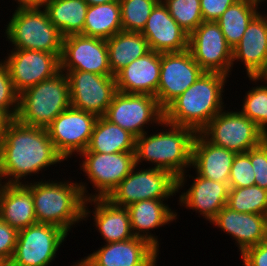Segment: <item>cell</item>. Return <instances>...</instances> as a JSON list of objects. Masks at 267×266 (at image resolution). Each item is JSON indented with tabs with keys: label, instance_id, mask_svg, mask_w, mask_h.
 I'll return each mask as SVG.
<instances>
[{
	"label": "cell",
	"instance_id": "cell-1",
	"mask_svg": "<svg viewBox=\"0 0 267 266\" xmlns=\"http://www.w3.org/2000/svg\"><path fill=\"white\" fill-rule=\"evenodd\" d=\"M64 161L46 128L25 125L14 119L0 142V183L23 184L21 180L25 181L28 175L39 174Z\"/></svg>",
	"mask_w": 267,
	"mask_h": 266
},
{
	"label": "cell",
	"instance_id": "cell-2",
	"mask_svg": "<svg viewBox=\"0 0 267 266\" xmlns=\"http://www.w3.org/2000/svg\"><path fill=\"white\" fill-rule=\"evenodd\" d=\"M164 130L136 138L135 165L140 167L144 161L152 163L153 168L169 171L177 178V193L186 185V174L191 169L192 144L196 132L188 127L161 122ZM167 129H166V128ZM150 162V163H149ZM155 165V166H154Z\"/></svg>",
	"mask_w": 267,
	"mask_h": 266
},
{
	"label": "cell",
	"instance_id": "cell-3",
	"mask_svg": "<svg viewBox=\"0 0 267 266\" xmlns=\"http://www.w3.org/2000/svg\"><path fill=\"white\" fill-rule=\"evenodd\" d=\"M229 76L206 72L164 109V120L199 133L225 107L223 94Z\"/></svg>",
	"mask_w": 267,
	"mask_h": 266
},
{
	"label": "cell",
	"instance_id": "cell-4",
	"mask_svg": "<svg viewBox=\"0 0 267 266\" xmlns=\"http://www.w3.org/2000/svg\"><path fill=\"white\" fill-rule=\"evenodd\" d=\"M24 184L31 190L38 223L56 225L67 233L83 222L85 200L92 199L84 182L39 180Z\"/></svg>",
	"mask_w": 267,
	"mask_h": 266
},
{
	"label": "cell",
	"instance_id": "cell-5",
	"mask_svg": "<svg viewBox=\"0 0 267 266\" xmlns=\"http://www.w3.org/2000/svg\"><path fill=\"white\" fill-rule=\"evenodd\" d=\"M69 107H71L69 83L66 73L60 71L19 94L16 119L25 125L47 128Z\"/></svg>",
	"mask_w": 267,
	"mask_h": 266
},
{
	"label": "cell",
	"instance_id": "cell-6",
	"mask_svg": "<svg viewBox=\"0 0 267 266\" xmlns=\"http://www.w3.org/2000/svg\"><path fill=\"white\" fill-rule=\"evenodd\" d=\"M42 9V10H41ZM6 25V39L12 49L38 50L61 55L63 36L49 20L46 10L16 8Z\"/></svg>",
	"mask_w": 267,
	"mask_h": 266
},
{
	"label": "cell",
	"instance_id": "cell-7",
	"mask_svg": "<svg viewBox=\"0 0 267 266\" xmlns=\"http://www.w3.org/2000/svg\"><path fill=\"white\" fill-rule=\"evenodd\" d=\"M116 186L107 197L113 204L121 207L148 199H168L177 193V178L169 171L159 168H137Z\"/></svg>",
	"mask_w": 267,
	"mask_h": 266
},
{
	"label": "cell",
	"instance_id": "cell-8",
	"mask_svg": "<svg viewBox=\"0 0 267 266\" xmlns=\"http://www.w3.org/2000/svg\"><path fill=\"white\" fill-rule=\"evenodd\" d=\"M215 146L245 153L258 146L266 134L240 111L223 109L199 132Z\"/></svg>",
	"mask_w": 267,
	"mask_h": 266
},
{
	"label": "cell",
	"instance_id": "cell-9",
	"mask_svg": "<svg viewBox=\"0 0 267 266\" xmlns=\"http://www.w3.org/2000/svg\"><path fill=\"white\" fill-rule=\"evenodd\" d=\"M68 235L56 225L38 222L19 230L10 266H50Z\"/></svg>",
	"mask_w": 267,
	"mask_h": 266
},
{
	"label": "cell",
	"instance_id": "cell-10",
	"mask_svg": "<svg viewBox=\"0 0 267 266\" xmlns=\"http://www.w3.org/2000/svg\"><path fill=\"white\" fill-rule=\"evenodd\" d=\"M104 117L137 138L148 132L147 125L155 123L162 127L164 110L155 96L117 92Z\"/></svg>",
	"mask_w": 267,
	"mask_h": 266
},
{
	"label": "cell",
	"instance_id": "cell-11",
	"mask_svg": "<svg viewBox=\"0 0 267 266\" xmlns=\"http://www.w3.org/2000/svg\"><path fill=\"white\" fill-rule=\"evenodd\" d=\"M82 157L80 168L97 192L92 198H107L135 166V152H82Z\"/></svg>",
	"mask_w": 267,
	"mask_h": 266
},
{
	"label": "cell",
	"instance_id": "cell-12",
	"mask_svg": "<svg viewBox=\"0 0 267 266\" xmlns=\"http://www.w3.org/2000/svg\"><path fill=\"white\" fill-rule=\"evenodd\" d=\"M98 116L69 107L46 128L56 151L67 160L85 151Z\"/></svg>",
	"mask_w": 267,
	"mask_h": 266
},
{
	"label": "cell",
	"instance_id": "cell-13",
	"mask_svg": "<svg viewBox=\"0 0 267 266\" xmlns=\"http://www.w3.org/2000/svg\"><path fill=\"white\" fill-rule=\"evenodd\" d=\"M66 73L71 107L104 116L114 95L118 92L115 76H104L87 71H62Z\"/></svg>",
	"mask_w": 267,
	"mask_h": 266
},
{
	"label": "cell",
	"instance_id": "cell-14",
	"mask_svg": "<svg viewBox=\"0 0 267 266\" xmlns=\"http://www.w3.org/2000/svg\"><path fill=\"white\" fill-rule=\"evenodd\" d=\"M188 49L204 71L231 75L232 48L228 45L217 22L203 21L189 35Z\"/></svg>",
	"mask_w": 267,
	"mask_h": 266
},
{
	"label": "cell",
	"instance_id": "cell-15",
	"mask_svg": "<svg viewBox=\"0 0 267 266\" xmlns=\"http://www.w3.org/2000/svg\"><path fill=\"white\" fill-rule=\"evenodd\" d=\"M160 80L155 95L164 110L203 74L204 70L193 59L189 49L181 52L160 53Z\"/></svg>",
	"mask_w": 267,
	"mask_h": 266
},
{
	"label": "cell",
	"instance_id": "cell-16",
	"mask_svg": "<svg viewBox=\"0 0 267 266\" xmlns=\"http://www.w3.org/2000/svg\"><path fill=\"white\" fill-rule=\"evenodd\" d=\"M9 51L8 56L2 61L9 70L14 89L18 94L61 71V55L26 49Z\"/></svg>",
	"mask_w": 267,
	"mask_h": 266
},
{
	"label": "cell",
	"instance_id": "cell-17",
	"mask_svg": "<svg viewBox=\"0 0 267 266\" xmlns=\"http://www.w3.org/2000/svg\"><path fill=\"white\" fill-rule=\"evenodd\" d=\"M61 71H87L113 76L105 39L73 34L63 37L60 56Z\"/></svg>",
	"mask_w": 267,
	"mask_h": 266
},
{
	"label": "cell",
	"instance_id": "cell-18",
	"mask_svg": "<svg viewBox=\"0 0 267 266\" xmlns=\"http://www.w3.org/2000/svg\"><path fill=\"white\" fill-rule=\"evenodd\" d=\"M104 244L81 258L78 266H157L159 251L145 239L133 237Z\"/></svg>",
	"mask_w": 267,
	"mask_h": 266
},
{
	"label": "cell",
	"instance_id": "cell-19",
	"mask_svg": "<svg viewBox=\"0 0 267 266\" xmlns=\"http://www.w3.org/2000/svg\"><path fill=\"white\" fill-rule=\"evenodd\" d=\"M141 33L149 49L158 53L181 52L189 47V34L170 16L161 0L152 9Z\"/></svg>",
	"mask_w": 267,
	"mask_h": 266
},
{
	"label": "cell",
	"instance_id": "cell-20",
	"mask_svg": "<svg viewBox=\"0 0 267 266\" xmlns=\"http://www.w3.org/2000/svg\"><path fill=\"white\" fill-rule=\"evenodd\" d=\"M211 223L233 237L240 254L267 240V215L237 212L224 206Z\"/></svg>",
	"mask_w": 267,
	"mask_h": 266
},
{
	"label": "cell",
	"instance_id": "cell-21",
	"mask_svg": "<svg viewBox=\"0 0 267 266\" xmlns=\"http://www.w3.org/2000/svg\"><path fill=\"white\" fill-rule=\"evenodd\" d=\"M242 62L248 77H259L267 67V15L260 12L250 21L232 49V65Z\"/></svg>",
	"mask_w": 267,
	"mask_h": 266
},
{
	"label": "cell",
	"instance_id": "cell-22",
	"mask_svg": "<svg viewBox=\"0 0 267 266\" xmlns=\"http://www.w3.org/2000/svg\"><path fill=\"white\" fill-rule=\"evenodd\" d=\"M88 204L95 205L94 211L89 210ZM91 215L95 223L93 226L101 234L106 244L126 241L135 237L127 207L117 206L107 198H92L85 200L83 220H87Z\"/></svg>",
	"mask_w": 267,
	"mask_h": 266
},
{
	"label": "cell",
	"instance_id": "cell-23",
	"mask_svg": "<svg viewBox=\"0 0 267 266\" xmlns=\"http://www.w3.org/2000/svg\"><path fill=\"white\" fill-rule=\"evenodd\" d=\"M190 177L193 179L192 185L186 192H181L178 204L200 213L211 224L227 204L229 183H220L197 174L195 177L189 175Z\"/></svg>",
	"mask_w": 267,
	"mask_h": 266
},
{
	"label": "cell",
	"instance_id": "cell-24",
	"mask_svg": "<svg viewBox=\"0 0 267 266\" xmlns=\"http://www.w3.org/2000/svg\"><path fill=\"white\" fill-rule=\"evenodd\" d=\"M160 53L150 50L115 75L117 91L155 96L160 80Z\"/></svg>",
	"mask_w": 267,
	"mask_h": 266
},
{
	"label": "cell",
	"instance_id": "cell-25",
	"mask_svg": "<svg viewBox=\"0 0 267 266\" xmlns=\"http://www.w3.org/2000/svg\"><path fill=\"white\" fill-rule=\"evenodd\" d=\"M165 201L167 199H148L127 207L134 236L147 240L158 251L160 244L158 236L151 231L177 219V212L172 210Z\"/></svg>",
	"mask_w": 267,
	"mask_h": 266
},
{
	"label": "cell",
	"instance_id": "cell-26",
	"mask_svg": "<svg viewBox=\"0 0 267 266\" xmlns=\"http://www.w3.org/2000/svg\"><path fill=\"white\" fill-rule=\"evenodd\" d=\"M236 153L218 147L196 133L192 144L191 167L195 174L220 183H229L230 170Z\"/></svg>",
	"mask_w": 267,
	"mask_h": 266
},
{
	"label": "cell",
	"instance_id": "cell-27",
	"mask_svg": "<svg viewBox=\"0 0 267 266\" xmlns=\"http://www.w3.org/2000/svg\"><path fill=\"white\" fill-rule=\"evenodd\" d=\"M0 219L18 231L37 223L32 193L24 183H0Z\"/></svg>",
	"mask_w": 267,
	"mask_h": 266
},
{
	"label": "cell",
	"instance_id": "cell-28",
	"mask_svg": "<svg viewBox=\"0 0 267 266\" xmlns=\"http://www.w3.org/2000/svg\"><path fill=\"white\" fill-rule=\"evenodd\" d=\"M136 137L104 116L98 117L88 147L83 152H135Z\"/></svg>",
	"mask_w": 267,
	"mask_h": 266
},
{
	"label": "cell",
	"instance_id": "cell-29",
	"mask_svg": "<svg viewBox=\"0 0 267 266\" xmlns=\"http://www.w3.org/2000/svg\"><path fill=\"white\" fill-rule=\"evenodd\" d=\"M106 43L113 76L150 51L146 38L137 32L119 31L107 39Z\"/></svg>",
	"mask_w": 267,
	"mask_h": 266
},
{
	"label": "cell",
	"instance_id": "cell-30",
	"mask_svg": "<svg viewBox=\"0 0 267 266\" xmlns=\"http://www.w3.org/2000/svg\"><path fill=\"white\" fill-rule=\"evenodd\" d=\"M88 7L85 0H47L43 6L63 37L83 34Z\"/></svg>",
	"mask_w": 267,
	"mask_h": 266
},
{
	"label": "cell",
	"instance_id": "cell-31",
	"mask_svg": "<svg viewBox=\"0 0 267 266\" xmlns=\"http://www.w3.org/2000/svg\"><path fill=\"white\" fill-rule=\"evenodd\" d=\"M259 4L261 2L257 0H237L216 21L232 49L241 40L250 21L261 12Z\"/></svg>",
	"mask_w": 267,
	"mask_h": 266
},
{
	"label": "cell",
	"instance_id": "cell-32",
	"mask_svg": "<svg viewBox=\"0 0 267 266\" xmlns=\"http://www.w3.org/2000/svg\"><path fill=\"white\" fill-rule=\"evenodd\" d=\"M119 31H122L119 1L88 7L82 35L107 40Z\"/></svg>",
	"mask_w": 267,
	"mask_h": 266
},
{
	"label": "cell",
	"instance_id": "cell-33",
	"mask_svg": "<svg viewBox=\"0 0 267 266\" xmlns=\"http://www.w3.org/2000/svg\"><path fill=\"white\" fill-rule=\"evenodd\" d=\"M226 206L237 212L267 215V189L256 185L229 188Z\"/></svg>",
	"mask_w": 267,
	"mask_h": 266
},
{
	"label": "cell",
	"instance_id": "cell-34",
	"mask_svg": "<svg viewBox=\"0 0 267 266\" xmlns=\"http://www.w3.org/2000/svg\"><path fill=\"white\" fill-rule=\"evenodd\" d=\"M247 78L255 83V87L245 93L240 112L252 120L267 136V83L256 86V82L260 81L259 77Z\"/></svg>",
	"mask_w": 267,
	"mask_h": 266
},
{
	"label": "cell",
	"instance_id": "cell-35",
	"mask_svg": "<svg viewBox=\"0 0 267 266\" xmlns=\"http://www.w3.org/2000/svg\"><path fill=\"white\" fill-rule=\"evenodd\" d=\"M160 0H121V25L123 31L141 33L152 9Z\"/></svg>",
	"mask_w": 267,
	"mask_h": 266
},
{
	"label": "cell",
	"instance_id": "cell-36",
	"mask_svg": "<svg viewBox=\"0 0 267 266\" xmlns=\"http://www.w3.org/2000/svg\"><path fill=\"white\" fill-rule=\"evenodd\" d=\"M170 16L189 35L203 22L200 0H161Z\"/></svg>",
	"mask_w": 267,
	"mask_h": 266
},
{
	"label": "cell",
	"instance_id": "cell-37",
	"mask_svg": "<svg viewBox=\"0 0 267 266\" xmlns=\"http://www.w3.org/2000/svg\"><path fill=\"white\" fill-rule=\"evenodd\" d=\"M255 185V173L250 161V150L245 153H237L233 159L229 188H242Z\"/></svg>",
	"mask_w": 267,
	"mask_h": 266
},
{
	"label": "cell",
	"instance_id": "cell-38",
	"mask_svg": "<svg viewBox=\"0 0 267 266\" xmlns=\"http://www.w3.org/2000/svg\"><path fill=\"white\" fill-rule=\"evenodd\" d=\"M0 109L6 110L16 119L19 107V94L14 89L7 66L0 59Z\"/></svg>",
	"mask_w": 267,
	"mask_h": 266
},
{
	"label": "cell",
	"instance_id": "cell-39",
	"mask_svg": "<svg viewBox=\"0 0 267 266\" xmlns=\"http://www.w3.org/2000/svg\"><path fill=\"white\" fill-rule=\"evenodd\" d=\"M250 161L255 173V185L267 189V138L250 149Z\"/></svg>",
	"mask_w": 267,
	"mask_h": 266
},
{
	"label": "cell",
	"instance_id": "cell-40",
	"mask_svg": "<svg viewBox=\"0 0 267 266\" xmlns=\"http://www.w3.org/2000/svg\"><path fill=\"white\" fill-rule=\"evenodd\" d=\"M18 238V230L0 219V257L10 261Z\"/></svg>",
	"mask_w": 267,
	"mask_h": 266
},
{
	"label": "cell",
	"instance_id": "cell-41",
	"mask_svg": "<svg viewBox=\"0 0 267 266\" xmlns=\"http://www.w3.org/2000/svg\"><path fill=\"white\" fill-rule=\"evenodd\" d=\"M235 1L237 0H200L203 21L216 22Z\"/></svg>",
	"mask_w": 267,
	"mask_h": 266
},
{
	"label": "cell",
	"instance_id": "cell-42",
	"mask_svg": "<svg viewBox=\"0 0 267 266\" xmlns=\"http://www.w3.org/2000/svg\"><path fill=\"white\" fill-rule=\"evenodd\" d=\"M244 266H267V240L247 248L241 254Z\"/></svg>",
	"mask_w": 267,
	"mask_h": 266
},
{
	"label": "cell",
	"instance_id": "cell-43",
	"mask_svg": "<svg viewBox=\"0 0 267 266\" xmlns=\"http://www.w3.org/2000/svg\"><path fill=\"white\" fill-rule=\"evenodd\" d=\"M13 120L14 118L6 110L0 109V142L3 140L4 134Z\"/></svg>",
	"mask_w": 267,
	"mask_h": 266
},
{
	"label": "cell",
	"instance_id": "cell-44",
	"mask_svg": "<svg viewBox=\"0 0 267 266\" xmlns=\"http://www.w3.org/2000/svg\"><path fill=\"white\" fill-rule=\"evenodd\" d=\"M46 1L47 0H15V2L18 4V6H16L18 9H20V8H38V7L42 8Z\"/></svg>",
	"mask_w": 267,
	"mask_h": 266
},
{
	"label": "cell",
	"instance_id": "cell-45",
	"mask_svg": "<svg viewBox=\"0 0 267 266\" xmlns=\"http://www.w3.org/2000/svg\"><path fill=\"white\" fill-rule=\"evenodd\" d=\"M116 0H85V2L91 6V5H99V4H104V3H108V2H113Z\"/></svg>",
	"mask_w": 267,
	"mask_h": 266
},
{
	"label": "cell",
	"instance_id": "cell-46",
	"mask_svg": "<svg viewBox=\"0 0 267 266\" xmlns=\"http://www.w3.org/2000/svg\"><path fill=\"white\" fill-rule=\"evenodd\" d=\"M260 81L267 83V67L266 69L259 75Z\"/></svg>",
	"mask_w": 267,
	"mask_h": 266
},
{
	"label": "cell",
	"instance_id": "cell-47",
	"mask_svg": "<svg viewBox=\"0 0 267 266\" xmlns=\"http://www.w3.org/2000/svg\"><path fill=\"white\" fill-rule=\"evenodd\" d=\"M0 266H10V261L0 257Z\"/></svg>",
	"mask_w": 267,
	"mask_h": 266
},
{
	"label": "cell",
	"instance_id": "cell-48",
	"mask_svg": "<svg viewBox=\"0 0 267 266\" xmlns=\"http://www.w3.org/2000/svg\"><path fill=\"white\" fill-rule=\"evenodd\" d=\"M257 1H259V2H263V4L265 3L264 1H266L267 2V0H257Z\"/></svg>",
	"mask_w": 267,
	"mask_h": 266
}]
</instances>
